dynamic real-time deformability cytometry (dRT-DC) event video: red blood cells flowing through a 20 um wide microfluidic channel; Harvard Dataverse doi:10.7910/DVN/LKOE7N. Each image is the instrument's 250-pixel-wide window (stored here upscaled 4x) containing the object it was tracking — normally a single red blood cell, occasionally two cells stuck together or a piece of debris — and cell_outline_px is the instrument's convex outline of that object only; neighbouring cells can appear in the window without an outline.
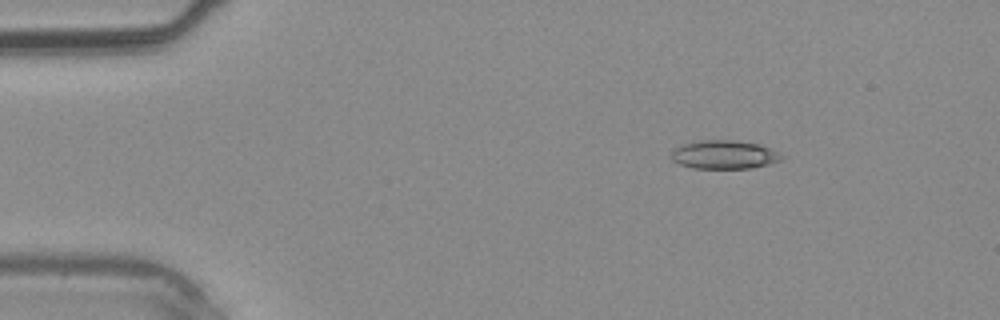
{"species": "common noctule bat (a hibernating species)", "species_latin": "Nyctalus noctula", "temperature_condition": "warm", "stored_images_in_passage": 34, "camera_frame_rate_fps": 3000, "um_per_image_px": 0.085, "animal": {"sex": "male", "body_mass_g": 20.4}, "frame": {"image": 1, "passage_image": 1, "time_ms": 0.0, "image_size_px": [1000, 320], "cell_outline_px": [[784, 156], [780, 160], [768, 164], [748, 168], [692, 168], [680, 164], [672, 160], [672, 148], [680, 144], [700, 140], [732, 140], [760, 144], [780, 152]], "centroid_in_image_um": [61.53, 13.13], "position_along_channel_um": 23.5, "area_um2": 18.44}}
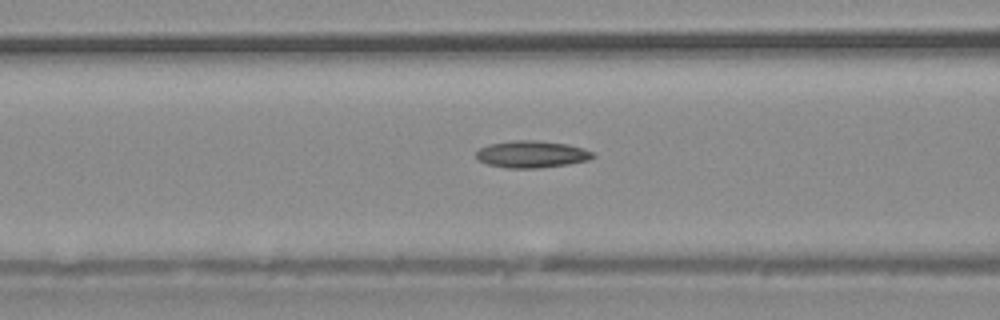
{"frame": {"image": 2, "passage_image": 11, "time_ms": 3.333, "image_size_px": [1000, 320], "cell_outline_px": [[596, 156], [588, 160], [568, 164], [536, 168], [508, 168], [488, 164], [480, 160], [476, 156], [476, 152], [480, 148], [488, 144], [512, 140], [540, 140], [568, 144], [584, 148], [596, 152]], "centroid_in_image_um": [45.24, 13.09], "position_along_channel_um": 121.4, "area_um2": 18.5}}
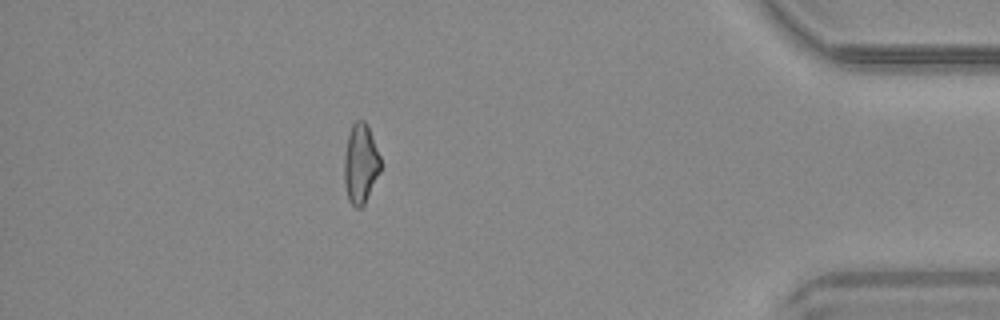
{"frame": {"image": 3, "passage_image": 30, "time_ms": 9.667, "image_size_px": [1000, 320], "cell_outline_px": [[380, 172], [364, 204], [360, 208], [356, 208], [348, 200], [344, 184], [344, 156], [348, 136], [352, 124], [356, 120], [364, 120], [372, 136], [380, 156]], "centroid_in_image_um": [30.63, 13.93], "position_along_channel_um": 404.6, "area_um2": 16.76}}